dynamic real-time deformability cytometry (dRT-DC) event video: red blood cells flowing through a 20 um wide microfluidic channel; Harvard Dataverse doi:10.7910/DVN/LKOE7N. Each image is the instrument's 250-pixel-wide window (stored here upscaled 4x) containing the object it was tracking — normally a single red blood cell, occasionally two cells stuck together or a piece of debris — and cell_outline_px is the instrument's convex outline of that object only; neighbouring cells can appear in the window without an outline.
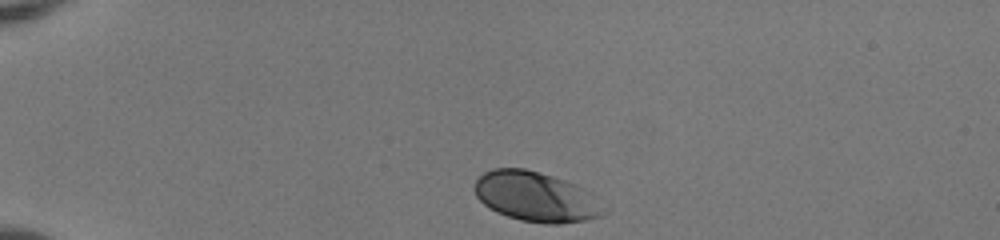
{"species": "human", "species_latin": "Homo sapiens", "temperature_condition": "room temperature", "stored_images_in_passage": 35, "camera_frame_rate_fps": 3000, "um_per_image_px": 0.085, "donor": {"sex": "female"}, "frame": {"image": 1, "passage_image": 1, "time_ms": 0.0, "image_size_px": [1000, 240], "cell_outline_px": [[604, 212], [600, 216], [584, 220], [560, 224], [544, 224], [520, 220], [496, 212], [488, 208], [476, 196], [472, 188], [476, 180], [484, 172], [492, 168], [524, 168], [540, 172], [576, 184], [592, 192]], "centroid_in_image_um": [45.5, 16.72], "position_along_channel_um": 39.5, "area_um2": 37.57}}
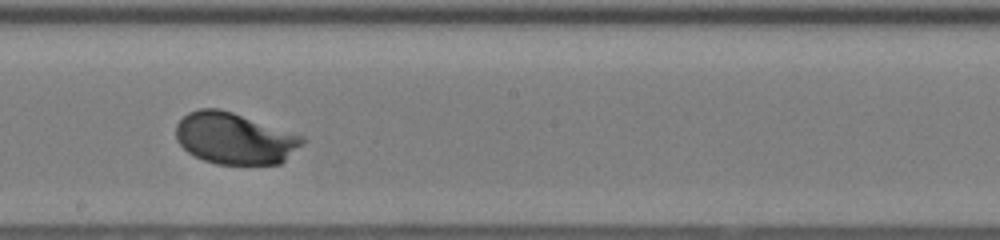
{"frame": {"image": 2, "passage_image": 20, "time_ms": 6.333, "image_size_px": [1000, 240], "cell_outline_px": [[304, 144], [280, 164], [216, 164], [204, 160], [188, 152], [176, 140], [176, 124], [188, 112], [200, 108], [220, 108], [304, 136]], "centroid_in_image_um": [19.94, 11.76], "position_along_channel_um": 228.3, "area_um2": 37.86}}
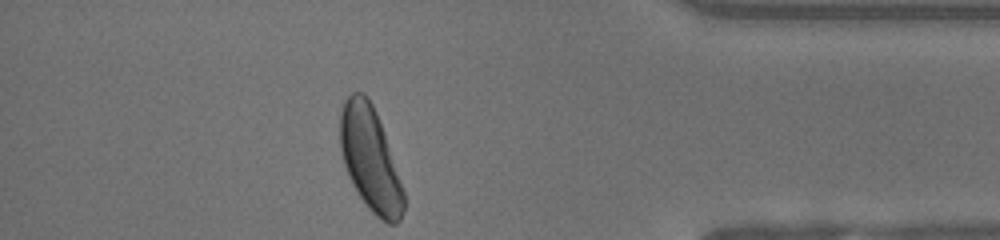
{"frame": {"image": 3, "passage_image": 35, "time_ms": 11.333, "image_size_px": [1000, 240], "cell_outline_px": [[404, 212], [400, 220], [396, 224], [388, 224], [380, 220], [368, 208], [356, 192], [348, 176], [344, 164], [340, 148], [340, 112], [344, 100], [352, 92], [364, 92], [368, 96], [376, 112], [384, 132], [404, 192]], "centroid_in_image_um": [31.45, 13.53], "position_along_channel_um": 403.7, "area_um2": 38.61}, "authors_computed_cell_mechanics": {"area_um2": 37.5122, "velocity_mm_per_s": 3.9932, "shape_relaxation_time_tau1_ms": 1.474, "shape_relaxation_time_tau2_ms": null, "deformation_change_tau1": 0.1181, "deformation_change_tau2": null}}